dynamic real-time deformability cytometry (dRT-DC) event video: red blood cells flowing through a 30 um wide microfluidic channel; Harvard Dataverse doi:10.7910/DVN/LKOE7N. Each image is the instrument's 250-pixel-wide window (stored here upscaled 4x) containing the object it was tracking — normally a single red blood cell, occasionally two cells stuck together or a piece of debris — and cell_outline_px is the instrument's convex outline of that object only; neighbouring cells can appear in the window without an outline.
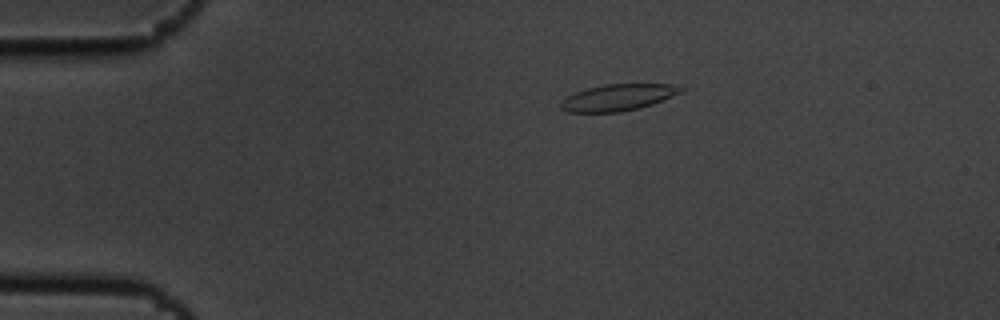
{"species": "common noctule bat (a hibernating species)", "species_latin": "Nyctalus noctula", "temperature_condition": "cold", "stored_images_in_passage": 15, "camera_frame_rate_fps": 3000, "um_per_image_px": 0.085, "animal": {"sex": "male", "body_mass_g": 19.5, "forearm_length_mm": 54.6}, "frame": {"image": 1, "passage_image": 3, "time_ms": 0.667, "image_size_px": [1000, 320], "cell_outline_px": [[684, 88], [680, 92], [652, 104], [640, 108], [620, 112], [568, 112], [560, 108], [560, 100], [576, 92], [588, 88], [604, 84], [672, 84]], "centroid_in_image_um": [52.48, 8.29], "position_along_channel_um": 32.5, "area_um2": 18.38}}
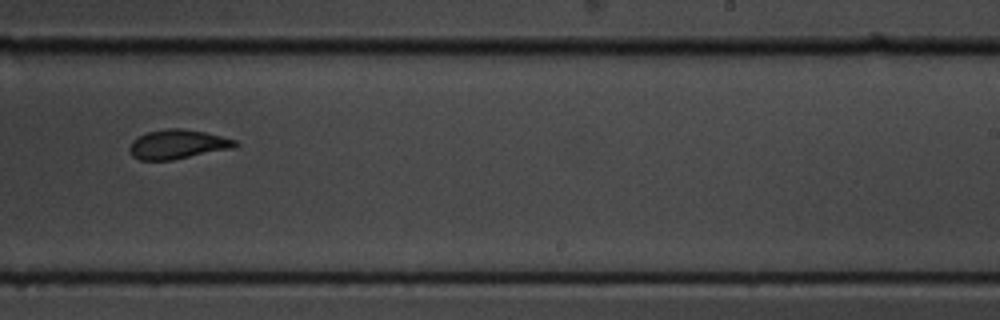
{"frame": {"image": 2, "passage_image": 10, "time_ms": 3.0, "image_size_px": [1000, 320], "cell_outline_px": [[240, 144], [236, 148], [172, 160], [140, 160], [132, 156], [128, 148], [132, 140], [148, 132], [168, 128], [184, 128], [204, 132], [236, 140]], "centroid_in_image_um": [15.12, 12.27], "position_along_channel_um": 273.9, "area_um2": 18.15}}
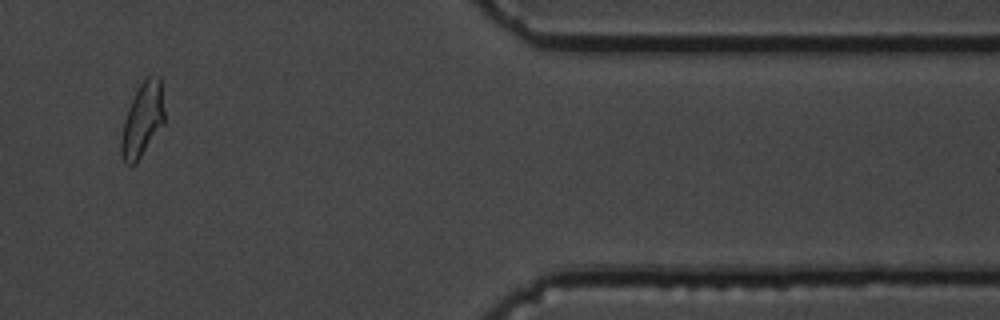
{"frame": {"image": 3, "passage_image": 13, "time_ms": 4.0, "image_size_px": [1000, 320], "cell_outline_px": [[164, 124], [136, 164], [128, 168], [124, 164], [120, 156], [120, 140], [124, 120], [128, 108], [140, 84], [148, 76], [160, 76], [164, 112]], "centroid_in_image_um": [12.08, 10.27], "position_along_channel_um": 399.3, "area_um2": 18.84}}